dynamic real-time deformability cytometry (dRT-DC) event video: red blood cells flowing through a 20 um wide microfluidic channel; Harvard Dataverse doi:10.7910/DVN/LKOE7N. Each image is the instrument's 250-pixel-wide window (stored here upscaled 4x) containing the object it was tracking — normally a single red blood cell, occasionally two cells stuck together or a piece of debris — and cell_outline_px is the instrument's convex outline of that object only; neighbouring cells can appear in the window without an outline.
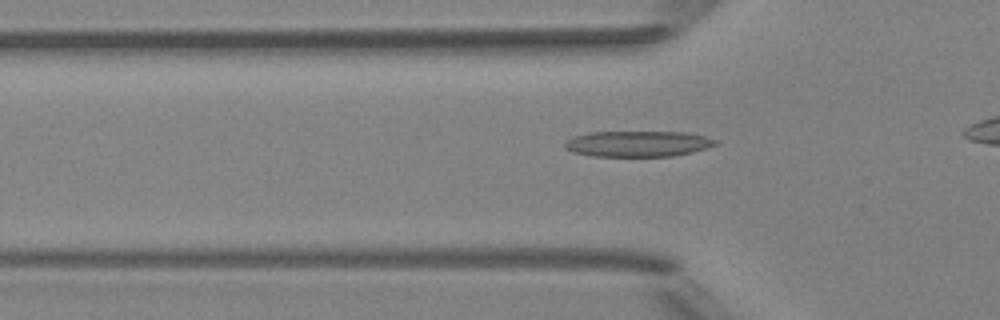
{"species": "Egyptian fruit bat (a non-hibernating species)", "species_latin": "Rousettus aegyptiacus", "temperature_condition": "room temperature", "stored_images_in_passage": 4, "camera_frame_rate_fps": 3000, "um_per_image_px": 0.085, "animal": {"sex": "female"}, "frame": {"image": 1, "passage_image": 4, "time_ms": 3.333, "image_size_px": [1000, 320], "cell_outline_px": [[720, 144], [692, 152], [672, 156], [592, 156], [572, 152], [564, 148], [564, 140], [572, 136], [588, 132], [688, 132], [720, 140]], "centroid_in_image_um": [54.21, 12.21], "position_along_channel_um": 71.6, "area_um2": 23.0}}